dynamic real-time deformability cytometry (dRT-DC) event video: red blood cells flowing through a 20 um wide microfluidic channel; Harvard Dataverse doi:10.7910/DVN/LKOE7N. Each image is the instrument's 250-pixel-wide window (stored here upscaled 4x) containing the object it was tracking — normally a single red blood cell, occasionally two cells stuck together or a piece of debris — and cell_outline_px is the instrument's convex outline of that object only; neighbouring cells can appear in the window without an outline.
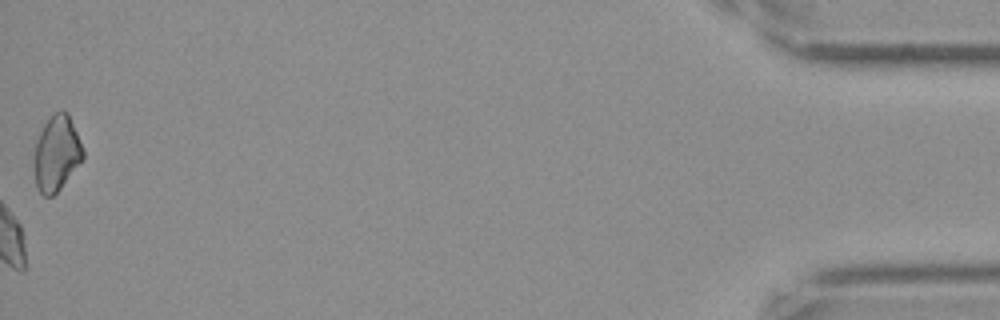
{"species": "Egyptian fruit bat (a non-hibernating species)", "species_latin": "Rousettus aegyptiacus", "temperature_condition": "cold", "stored_images_in_passage": 57, "camera_frame_rate_fps": 3000, "um_per_image_px": 0.085, "frame": {"image": 1, "passage_image": 57, "time_ms": 18.667, "image_size_px": [1000, 320], "cell_outline_px": [[84, 160], [60, 188], [52, 196], [44, 196], [40, 192], [36, 184], [36, 140], [44, 124], [56, 112], [64, 108], [68, 112], [84, 152]], "centroid_in_image_um": [4.85, 13.02], "position_along_channel_um": 430.3, "area_um2": 20.98}, "authors_computed_cell_mechanics": {"area_um2": 22.8888, "velocity_mm_per_s": 3.5025, "shape_relaxation_time_tau1_ms": 5.704, "shape_relaxation_time_tau2_ms": 3.9799, "deformation_change_tau1": 0.1504, "deformation_change_tau2": 0.0922}}